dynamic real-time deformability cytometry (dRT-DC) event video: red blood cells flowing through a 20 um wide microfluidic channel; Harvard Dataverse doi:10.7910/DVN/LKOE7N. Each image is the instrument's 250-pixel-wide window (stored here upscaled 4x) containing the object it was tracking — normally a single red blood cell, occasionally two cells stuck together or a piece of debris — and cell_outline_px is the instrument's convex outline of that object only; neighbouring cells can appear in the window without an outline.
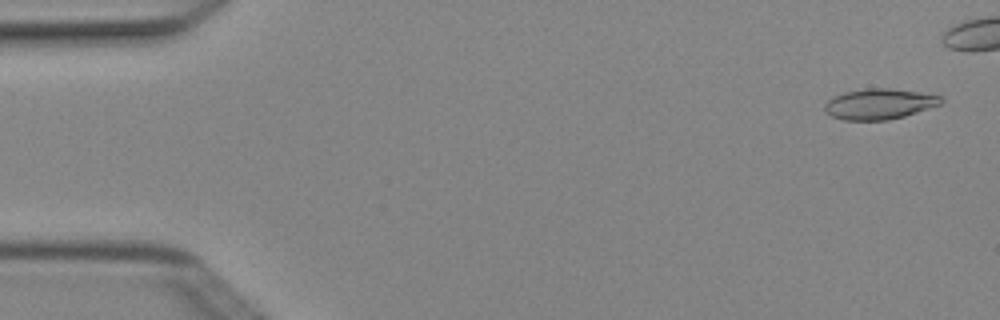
{"species": "Egyptian fruit bat (a non-hibernating species)", "species_latin": "Rousettus aegyptiacus", "temperature_condition": "cold", "stored_images_in_passage": 5, "camera_frame_rate_fps": 3000, "um_per_image_px": 0.085, "animal": {"sex": "female"}, "frame": {"image": 1, "passage_image": 1, "time_ms": 0.0, "image_size_px": [1000, 320], "cell_outline_px": [[944, 100], [940, 104], [904, 116], [888, 120], [844, 120], [832, 116], [824, 112], [824, 104], [828, 100], [844, 92], [868, 88], [888, 88], [916, 92], [940, 96]], "centroid_in_image_um": [74.7, 8.84], "position_along_channel_um": 10.3, "area_um2": 20.46}}
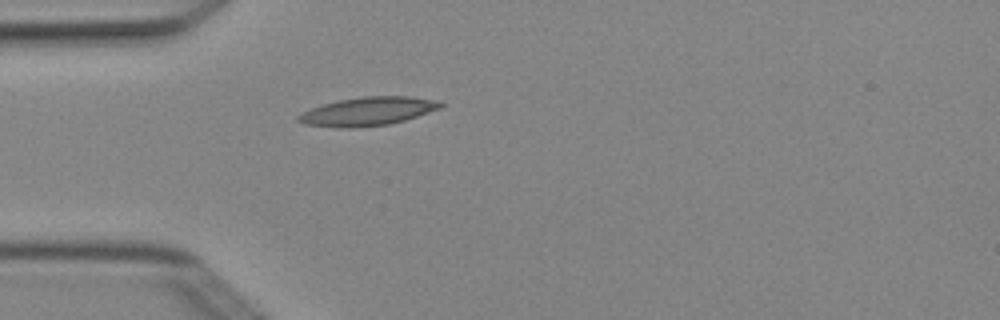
{"frame": {"image": 2, "passage_image": 5, "time_ms": 1.333, "image_size_px": [1000, 320], "cell_outline_px": [[444, 104], [440, 108], [404, 120], [388, 124], [356, 128], [340, 128], [304, 124], [296, 120], [296, 116], [300, 112], [320, 104], [340, 100], [364, 96], [412, 96], [440, 100]], "centroid_in_image_um": [31.22, 9.46], "position_along_channel_um": 53.8, "area_um2": 23.87}}